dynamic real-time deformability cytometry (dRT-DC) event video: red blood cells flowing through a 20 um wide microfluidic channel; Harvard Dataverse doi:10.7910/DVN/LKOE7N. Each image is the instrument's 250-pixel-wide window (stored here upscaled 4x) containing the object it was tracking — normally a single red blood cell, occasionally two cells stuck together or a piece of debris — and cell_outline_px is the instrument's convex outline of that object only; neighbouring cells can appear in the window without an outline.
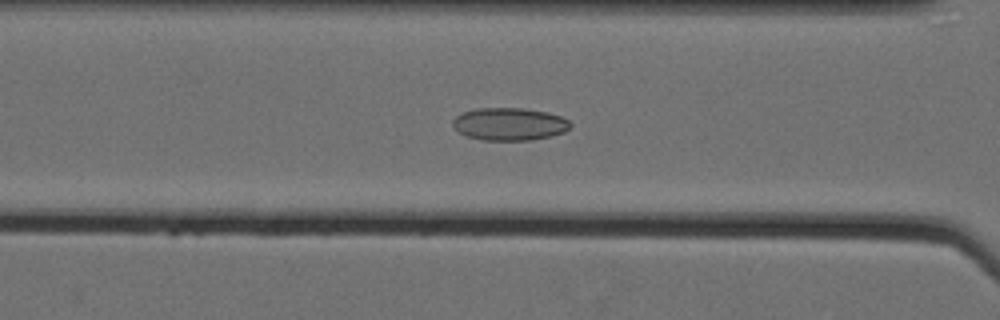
{"species": "Egyptian fruit bat (a non-hibernating species)", "species_latin": "Rousettus aegyptiacus", "temperature_condition": "cold", "stored_images_in_passage": 40, "camera_frame_rate_fps": 3000, "um_per_image_px": 0.085, "animal": {"sex": "female"}, "frame": {"image": 1, "passage_image": 8, "time_ms": 2.333, "image_size_px": [1000, 320], "cell_outline_px": [[572, 124], [564, 132], [532, 140], [484, 140], [468, 136], [460, 132], [452, 124], [452, 120], [456, 116], [464, 112], [476, 108], [524, 108], [548, 112], [560, 116], [568, 120]], "centroid_in_image_um": [43.31, 10.53], "position_along_channel_um": 123.3, "area_um2": 22.2}}
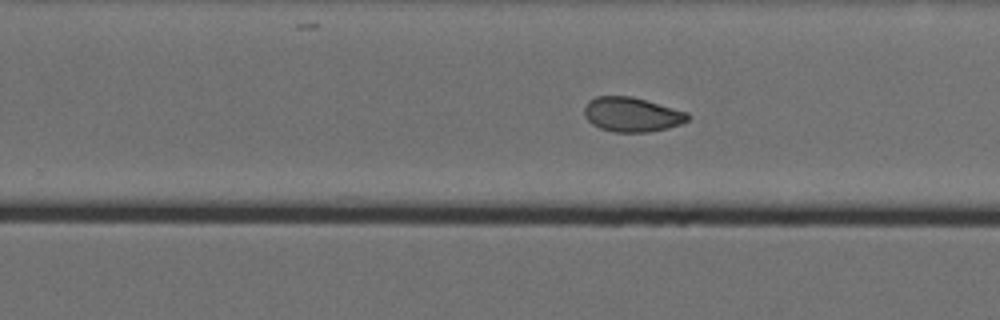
{"frame": {"image": 2, "passage_image": 21, "time_ms": 6.667, "image_size_px": [1000, 320], "cell_outline_px": [[692, 116], [688, 120], [680, 124], [668, 128], [648, 132], [616, 132], [600, 128], [592, 124], [584, 116], [584, 108], [588, 100], [596, 96], [632, 96], [688, 112]], "centroid_in_image_um": [53.71, 9.73], "position_along_channel_um": 276.1, "area_um2": 20.92}}
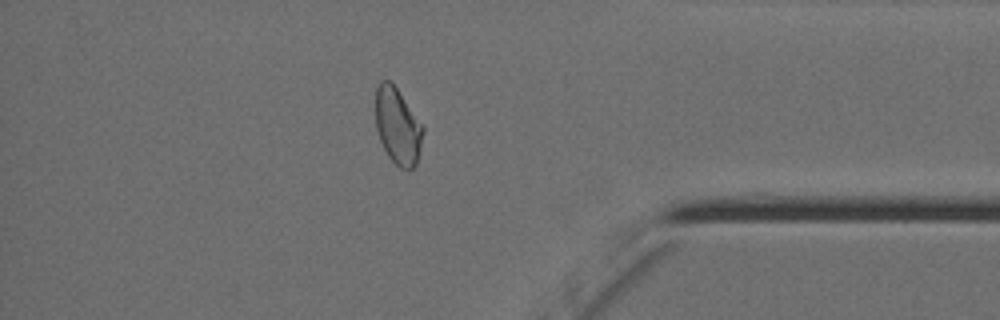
{"frame": {"image": 3, "passage_image": 33, "time_ms": 10.667, "image_size_px": [1000, 320], "cell_outline_px": [[424, 132], [420, 152], [416, 164], [412, 168], [400, 168], [388, 156], [380, 140], [376, 128], [376, 88], [380, 80], [388, 80], [396, 88], [424, 124]], "centroid_in_image_um": [33.83, 10.72], "position_along_channel_um": 401.4, "area_um2": 21.15}, "authors_computed_cell_mechanics": {"area_um2": 21.2704, "velocity_mm_per_s": 3.5343, "shape_relaxation_time_tau1_ms": null, "shape_relaxation_time_tau2_ms": 1.9711, "deformation_change_tau1": null, "deformation_change_tau2": 0.0574}}